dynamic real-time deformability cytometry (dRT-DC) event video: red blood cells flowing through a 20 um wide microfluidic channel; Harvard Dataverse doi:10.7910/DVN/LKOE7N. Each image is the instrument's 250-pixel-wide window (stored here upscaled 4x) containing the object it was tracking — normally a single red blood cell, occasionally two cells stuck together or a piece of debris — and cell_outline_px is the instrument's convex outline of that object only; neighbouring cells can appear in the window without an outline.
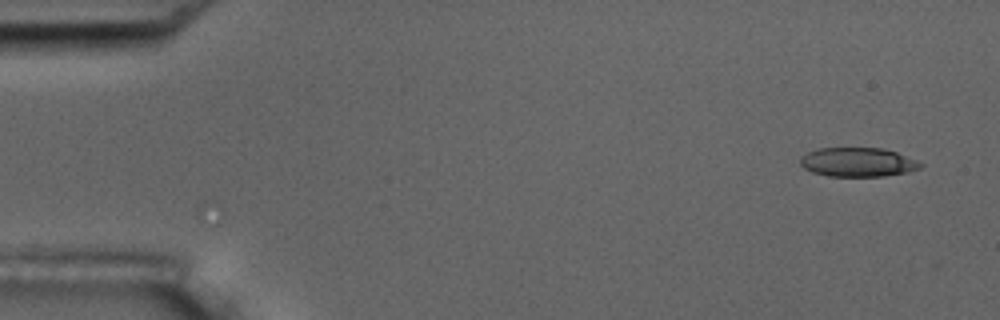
{"species": "common noctule bat (a hibernating species)", "species_latin": "Nyctalus noctula", "temperature_condition": "room temperature", "stored_images_in_passage": 5, "camera_frame_rate_fps": 3000, "um_per_image_px": 0.085, "animal": {"sex": "male", "body_mass_g": 17.5, "forearm_length_mm": 52.3}, "frame": {"image": 1, "passage_image": 1, "time_ms": 0.0, "image_size_px": [1000, 320], "cell_outline_px": [[924, 164], [920, 168], [908, 172], [884, 176], [828, 176], [812, 172], [804, 168], [800, 164], [800, 156], [816, 148], [884, 148], [896, 152], [916, 160]], "centroid_in_image_um": [72.9, 13.78], "position_along_channel_um": 12.1, "area_um2": 20.46}}
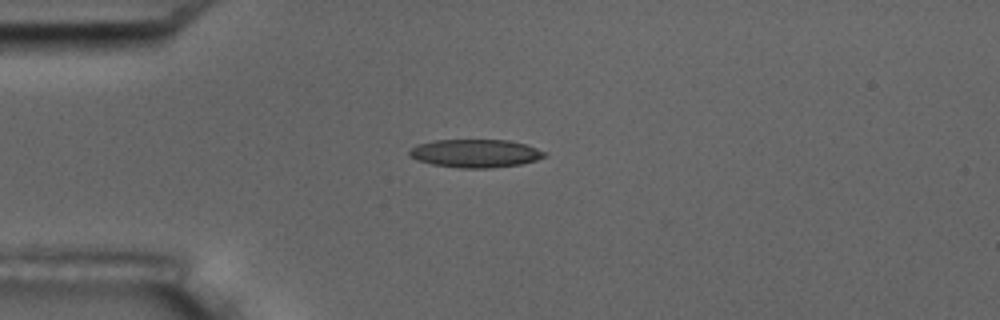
{"frame": {"image": 2, "passage_image": 4, "time_ms": 3.667, "image_size_px": [1000, 320], "cell_outline_px": [[548, 156], [536, 160], [520, 164], [488, 168], [460, 168], [432, 164], [416, 160], [408, 156], [408, 152], [412, 148], [420, 144], [436, 140], [508, 140], [524, 144], [548, 152]], "centroid_in_image_um": [40.42, 13.04], "position_along_channel_um": 44.6, "area_um2": 22.14}}